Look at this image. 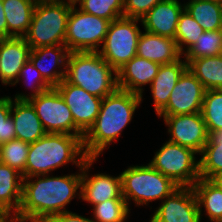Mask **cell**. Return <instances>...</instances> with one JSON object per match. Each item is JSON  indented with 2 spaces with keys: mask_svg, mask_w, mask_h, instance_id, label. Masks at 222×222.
I'll return each instance as SVG.
<instances>
[{
  "mask_svg": "<svg viewBox=\"0 0 222 222\" xmlns=\"http://www.w3.org/2000/svg\"><path fill=\"white\" fill-rule=\"evenodd\" d=\"M40 176L23 178L21 206L15 215L18 222H46L54 215L67 212L65 206L81 189V171L59 177ZM33 177L38 178L32 181Z\"/></svg>",
  "mask_w": 222,
  "mask_h": 222,
  "instance_id": "obj_1",
  "label": "cell"
},
{
  "mask_svg": "<svg viewBox=\"0 0 222 222\" xmlns=\"http://www.w3.org/2000/svg\"><path fill=\"white\" fill-rule=\"evenodd\" d=\"M142 96L117 88L102 99L94 125L84 135L83 147L88 158H98L132 120Z\"/></svg>",
  "mask_w": 222,
  "mask_h": 222,
  "instance_id": "obj_2",
  "label": "cell"
},
{
  "mask_svg": "<svg viewBox=\"0 0 222 222\" xmlns=\"http://www.w3.org/2000/svg\"><path fill=\"white\" fill-rule=\"evenodd\" d=\"M87 158L81 137L46 133L42 138L30 143L25 178L47 175L50 171L70 162L82 167Z\"/></svg>",
  "mask_w": 222,
  "mask_h": 222,
  "instance_id": "obj_3",
  "label": "cell"
},
{
  "mask_svg": "<svg viewBox=\"0 0 222 222\" xmlns=\"http://www.w3.org/2000/svg\"><path fill=\"white\" fill-rule=\"evenodd\" d=\"M65 80L100 98L118 88L117 72L98 52H69Z\"/></svg>",
  "mask_w": 222,
  "mask_h": 222,
  "instance_id": "obj_4",
  "label": "cell"
},
{
  "mask_svg": "<svg viewBox=\"0 0 222 222\" xmlns=\"http://www.w3.org/2000/svg\"><path fill=\"white\" fill-rule=\"evenodd\" d=\"M73 0L39 1L33 12L29 29L24 36L31 47L65 45V35Z\"/></svg>",
  "mask_w": 222,
  "mask_h": 222,
  "instance_id": "obj_5",
  "label": "cell"
},
{
  "mask_svg": "<svg viewBox=\"0 0 222 222\" xmlns=\"http://www.w3.org/2000/svg\"><path fill=\"white\" fill-rule=\"evenodd\" d=\"M122 196L129 205V199L135 204L148 205L154 200H164L179 186L170 178L155 170L150 164L130 166L121 173Z\"/></svg>",
  "mask_w": 222,
  "mask_h": 222,
  "instance_id": "obj_6",
  "label": "cell"
},
{
  "mask_svg": "<svg viewBox=\"0 0 222 222\" xmlns=\"http://www.w3.org/2000/svg\"><path fill=\"white\" fill-rule=\"evenodd\" d=\"M138 21L122 16L109 23L102 49L97 52L116 72L137 55Z\"/></svg>",
  "mask_w": 222,
  "mask_h": 222,
  "instance_id": "obj_7",
  "label": "cell"
},
{
  "mask_svg": "<svg viewBox=\"0 0 222 222\" xmlns=\"http://www.w3.org/2000/svg\"><path fill=\"white\" fill-rule=\"evenodd\" d=\"M195 155L192 149L168 141L149 164L179 187H192L200 179Z\"/></svg>",
  "mask_w": 222,
  "mask_h": 222,
  "instance_id": "obj_8",
  "label": "cell"
},
{
  "mask_svg": "<svg viewBox=\"0 0 222 222\" xmlns=\"http://www.w3.org/2000/svg\"><path fill=\"white\" fill-rule=\"evenodd\" d=\"M76 8L73 2L66 28L65 46L69 52H97L104 42L110 21Z\"/></svg>",
  "mask_w": 222,
  "mask_h": 222,
  "instance_id": "obj_9",
  "label": "cell"
},
{
  "mask_svg": "<svg viewBox=\"0 0 222 222\" xmlns=\"http://www.w3.org/2000/svg\"><path fill=\"white\" fill-rule=\"evenodd\" d=\"M28 101L35 109L46 133L70 134L84 138V134L75 126L69 107L55 87Z\"/></svg>",
  "mask_w": 222,
  "mask_h": 222,
  "instance_id": "obj_10",
  "label": "cell"
},
{
  "mask_svg": "<svg viewBox=\"0 0 222 222\" xmlns=\"http://www.w3.org/2000/svg\"><path fill=\"white\" fill-rule=\"evenodd\" d=\"M205 92L202 83L186 68L174 86L166 107L158 116L201 112Z\"/></svg>",
  "mask_w": 222,
  "mask_h": 222,
  "instance_id": "obj_11",
  "label": "cell"
},
{
  "mask_svg": "<svg viewBox=\"0 0 222 222\" xmlns=\"http://www.w3.org/2000/svg\"><path fill=\"white\" fill-rule=\"evenodd\" d=\"M55 88L69 107L75 126L85 135L96 121L103 98L91 95L65 79Z\"/></svg>",
  "mask_w": 222,
  "mask_h": 222,
  "instance_id": "obj_12",
  "label": "cell"
},
{
  "mask_svg": "<svg viewBox=\"0 0 222 222\" xmlns=\"http://www.w3.org/2000/svg\"><path fill=\"white\" fill-rule=\"evenodd\" d=\"M162 117L169 127L168 132L171 135L169 142L201 154L208 141V132L201 112Z\"/></svg>",
  "mask_w": 222,
  "mask_h": 222,
  "instance_id": "obj_13",
  "label": "cell"
},
{
  "mask_svg": "<svg viewBox=\"0 0 222 222\" xmlns=\"http://www.w3.org/2000/svg\"><path fill=\"white\" fill-rule=\"evenodd\" d=\"M192 187H178L153 214L150 222H201Z\"/></svg>",
  "mask_w": 222,
  "mask_h": 222,
  "instance_id": "obj_14",
  "label": "cell"
},
{
  "mask_svg": "<svg viewBox=\"0 0 222 222\" xmlns=\"http://www.w3.org/2000/svg\"><path fill=\"white\" fill-rule=\"evenodd\" d=\"M96 158H87L83 163L81 170V189L79 192L83 201H87L92 205L103 203L110 199H124L122 196V179L121 174L113 177L108 174H95L91 178L88 176L87 171L94 163Z\"/></svg>",
  "mask_w": 222,
  "mask_h": 222,
  "instance_id": "obj_15",
  "label": "cell"
},
{
  "mask_svg": "<svg viewBox=\"0 0 222 222\" xmlns=\"http://www.w3.org/2000/svg\"><path fill=\"white\" fill-rule=\"evenodd\" d=\"M31 50L24 37L0 39V80L4 85H16L19 72L29 60Z\"/></svg>",
  "mask_w": 222,
  "mask_h": 222,
  "instance_id": "obj_16",
  "label": "cell"
},
{
  "mask_svg": "<svg viewBox=\"0 0 222 222\" xmlns=\"http://www.w3.org/2000/svg\"><path fill=\"white\" fill-rule=\"evenodd\" d=\"M184 5L178 0L158 2L140 20L148 33L175 39L179 17Z\"/></svg>",
  "mask_w": 222,
  "mask_h": 222,
  "instance_id": "obj_17",
  "label": "cell"
},
{
  "mask_svg": "<svg viewBox=\"0 0 222 222\" xmlns=\"http://www.w3.org/2000/svg\"><path fill=\"white\" fill-rule=\"evenodd\" d=\"M160 66L136 55L117 71V86L119 89L142 96L141 87L152 83Z\"/></svg>",
  "mask_w": 222,
  "mask_h": 222,
  "instance_id": "obj_18",
  "label": "cell"
},
{
  "mask_svg": "<svg viewBox=\"0 0 222 222\" xmlns=\"http://www.w3.org/2000/svg\"><path fill=\"white\" fill-rule=\"evenodd\" d=\"M68 54L69 51L65 45L39 47L31 50L29 60L41 73L42 77L52 87H55L65 79ZM48 56L52 59H50L47 65H43L44 60L48 58ZM50 66L52 68L55 66H58L57 68H61L63 66V69L60 71L52 70Z\"/></svg>",
  "mask_w": 222,
  "mask_h": 222,
  "instance_id": "obj_19",
  "label": "cell"
},
{
  "mask_svg": "<svg viewBox=\"0 0 222 222\" xmlns=\"http://www.w3.org/2000/svg\"><path fill=\"white\" fill-rule=\"evenodd\" d=\"M137 56L160 65L174 63L182 57L173 38L146 31L139 36Z\"/></svg>",
  "mask_w": 222,
  "mask_h": 222,
  "instance_id": "obj_20",
  "label": "cell"
},
{
  "mask_svg": "<svg viewBox=\"0 0 222 222\" xmlns=\"http://www.w3.org/2000/svg\"><path fill=\"white\" fill-rule=\"evenodd\" d=\"M11 117L17 139L30 144L46 134L35 109L28 100H12Z\"/></svg>",
  "mask_w": 222,
  "mask_h": 222,
  "instance_id": "obj_21",
  "label": "cell"
},
{
  "mask_svg": "<svg viewBox=\"0 0 222 222\" xmlns=\"http://www.w3.org/2000/svg\"><path fill=\"white\" fill-rule=\"evenodd\" d=\"M186 68L187 62L182 59L160 66L158 74L150 84L157 115L166 107L174 86Z\"/></svg>",
  "mask_w": 222,
  "mask_h": 222,
  "instance_id": "obj_22",
  "label": "cell"
},
{
  "mask_svg": "<svg viewBox=\"0 0 222 222\" xmlns=\"http://www.w3.org/2000/svg\"><path fill=\"white\" fill-rule=\"evenodd\" d=\"M22 189V174L0 162V211L16 215L21 206Z\"/></svg>",
  "mask_w": 222,
  "mask_h": 222,
  "instance_id": "obj_23",
  "label": "cell"
},
{
  "mask_svg": "<svg viewBox=\"0 0 222 222\" xmlns=\"http://www.w3.org/2000/svg\"><path fill=\"white\" fill-rule=\"evenodd\" d=\"M7 20V38L24 37L32 21L35 0H2Z\"/></svg>",
  "mask_w": 222,
  "mask_h": 222,
  "instance_id": "obj_24",
  "label": "cell"
},
{
  "mask_svg": "<svg viewBox=\"0 0 222 222\" xmlns=\"http://www.w3.org/2000/svg\"><path fill=\"white\" fill-rule=\"evenodd\" d=\"M200 219L202 218V206L205 207L206 215L213 222L222 220V190L214 185L210 180L200 178L193 186Z\"/></svg>",
  "mask_w": 222,
  "mask_h": 222,
  "instance_id": "obj_25",
  "label": "cell"
},
{
  "mask_svg": "<svg viewBox=\"0 0 222 222\" xmlns=\"http://www.w3.org/2000/svg\"><path fill=\"white\" fill-rule=\"evenodd\" d=\"M187 68L202 83L206 90L222 89V56L192 59Z\"/></svg>",
  "mask_w": 222,
  "mask_h": 222,
  "instance_id": "obj_26",
  "label": "cell"
},
{
  "mask_svg": "<svg viewBox=\"0 0 222 222\" xmlns=\"http://www.w3.org/2000/svg\"><path fill=\"white\" fill-rule=\"evenodd\" d=\"M200 155V178L210 180L222 172V130L208 133V141Z\"/></svg>",
  "mask_w": 222,
  "mask_h": 222,
  "instance_id": "obj_27",
  "label": "cell"
},
{
  "mask_svg": "<svg viewBox=\"0 0 222 222\" xmlns=\"http://www.w3.org/2000/svg\"><path fill=\"white\" fill-rule=\"evenodd\" d=\"M184 9L204 31L222 30V2L189 1Z\"/></svg>",
  "mask_w": 222,
  "mask_h": 222,
  "instance_id": "obj_28",
  "label": "cell"
},
{
  "mask_svg": "<svg viewBox=\"0 0 222 222\" xmlns=\"http://www.w3.org/2000/svg\"><path fill=\"white\" fill-rule=\"evenodd\" d=\"M201 114L208 133L222 130V89L206 90Z\"/></svg>",
  "mask_w": 222,
  "mask_h": 222,
  "instance_id": "obj_29",
  "label": "cell"
},
{
  "mask_svg": "<svg viewBox=\"0 0 222 222\" xmlns=\"http://www.w3.org/2000/svg\"><path fill=\"white\" fill-rule=\"evenodd\" d=\"M204 32L203 28L184 9L179 17L174 39L180 54L184 55L192 46H194L198 41V38H200L201 34ZM183 45H187L185 47L186 49L183 48Z\"/></svg>",
  "mask_w": 222,
  "mask_h": 222,
  "instance_id": "obj_30",
  "label": "cell"
},
{
  "mask_svg": "<svg viewBox=\"0 0 222 222\" xmlns=\"http://www.w3.org/2000/svg\"><path fill=\"white\" fill-rule=\"evenodd\" d=\"M30 144L13 139L0 145V162L17 170L25 178V168Z\"/></svg>",
  "mask_w": 222,
  "mask_h": 222,
  "instance_id": "obj_31",
  "label": "cell"
},
{
  "mask_svg": "<svg viewBox=\"0 0 222 222\" xmlns=\"http://www.w3.org/2000/svg\"><path fill=\"white\" fill-rule=\"evenodd\" d=\"M222 51V30L205 31L185 54L187 64L195 58L213 57Z\"/></svg>",
  "mask_w": 222,
  "mask_h": 222,
  "instance_id": "obj_32",
  "label": "cell"
},
{
  "mask_svg": "<svg viewBox=\"0 0 222 222\" xmlns=\"http://www.w3.org/2000/svg\"><path fill=\"white\" fill-rule=\"evenodd\" d=\"M77 5L80 4V10L114 21L123 16L124 0H73Z\"/></svg>",
  "mask_w": 222,
  "mask_h": 222,
  "instance_id": "obj_33",
  "label": "cell"
},
{
  "mask_svg": "<svg viewBox=\"0 0 222 222\" xmlns=\"http://www.w3.org/2000/svg\"><path fill=\"white\" fill-rule=\"evenodd\" d=\"M129 212L125 199H110L93 205V218L96 222H125Z\"/></svg>",
  "mask_w": 222,
  "mask_h": 222,
  "instance_id": "obj_34",
  "label": "cell"
},
{
  "mask_svg": "<svg viewBox=\"0 0 222 222\" xmlns=\"http://www.w3.org/2000/svg\"><path fill=\"white\" fill-rule=\"evenodd\" d=\"M30 75H34L35 81L33 80L32 82V80L30 79ZM23 77H24L25 83L26 81H28L29 83L31 81V83L34 84L31 86V88L33 89L32 91L34 92L30 95L16 94L15 100H29L33 97L40 95L42 92L52 88V86L42 77L41 73L33 66L30 60H28L25 63V65L22 67V69L20 70L19 75H18V80L16 83H19L20 78L23 79ZM31 78L33 79V77Z\"/></svg>",
  "mask_w": 222,
  "mask_h": 222,
  "instance_id": "obj_35",
  "label": "cell"
},
{
  "mask_svg": "<svg viewBox=\"0 0 222 222\" xmlns=\"http://www.w3.org/2000/svg\"><path fill=\"white\" fill-rule=\"evenodd\" d=\"M11 106V97H0V145L16 138V129L11 117Z\"/></svg>",
  "mask_w": 222,
  "mask_h": 222,
  "instance_id": "obj_36",
  "label": "cell"
},
{
  "mask_svg": "<svg viewBox=\"0 0 222 222\" xmlns=\"http://www.w3.org/2000/svg\"><path fill=\"white\" fill-rule=\"evenodd\" d=\"M163 0H124V17L141 19L158 2Z\"/></svg>",
  "mask_w": 222,
  "mask_h": 222,
  "instance_id": "obj_37",
  "label": "cell"
},
{
  "mask_svg": "<svg viewBox=\"0 0 222 222\" xmlns=\"http://www.w3.org/2000/svg\"><path fill=\"white\" fill-rule=\"evenodd\" d=\"M46 222H96V221L93 218L88 219L84 216L82 217L76 213H72L71 211H67L52 216Z\"/></svg>",
  "mask_w": 222,
  "mask_h": 222,
  "instance_id": "obj_38",
  "label": "cell"
},
{
  "mask_svg": "<svg viewBox=\"0 0 222 222\" xmlns=\"http://www.w3.org/2000/svg\"><path fill=\"white\" fill-rule=\"evenodd\" d=\"M7 38V20L2 0H0V39Z\"/></svg>",
  "mask_w": 222,
  "mask_h": 222,
  "instance_id": "obj_39",
  "label": "cell"
},
{
  "mask_svg": "<svg viewBox=\"0 0 222 222\" xmlns=\"http://www.w3.org/2000/svg\"><path fill=\"white\" fill-rule=\"evenodd\" d=\"M13 215L15 214L6 211H0V222H18L16 216Z\"/></svg>",
  "mask_w": 222,
  "mask_h": 222,
  "instance_id": "obj_40",
  "label": "cell"
},
{
  "mask_svg": "<svg viewBox=\"0 0 222 222\" xmlns=\"http://www.w3.org/2000/svg\"><path fill=\"white\" fill-rule=\"evenodd\" d=\"M210 181H211L214 185H216L219 189L222 190V172L214 175V176L210 179Z\"/></svg>",
  "mask_w": 222,
  "mask_h": 222,
  "instance_id": "obj_41",
  "label": "cell"
},
{
  "mask_svg": "<svg viewBox=\"0 0 222 222\" xmlns=\"http://www.w3.org/2000/svg\"><path fill=\"white\" fill-rule=\"evenodd\" d=\"M189 1H217V2H222V0H189Z\"/></svg>",
  "mask_w": 222,
  "mask_h": 222,
  "instance_id": "obj_42",
  "label": "cell"
},
{
  "mask_svg": "<svg viewBox=\"0 0 222 222\" xmlns=\"http://www.w3.org/2000/svg\"><path fill=\"white\" fill-rule=\"evenodd\" d=\"M36 2H39V1H59V0H35Z\"/></svg>",
  "mask_w": 222,
  "mask_h": 222,
  "instance_id": "obj_43",
  "label": "cell"
}]
</instances>
